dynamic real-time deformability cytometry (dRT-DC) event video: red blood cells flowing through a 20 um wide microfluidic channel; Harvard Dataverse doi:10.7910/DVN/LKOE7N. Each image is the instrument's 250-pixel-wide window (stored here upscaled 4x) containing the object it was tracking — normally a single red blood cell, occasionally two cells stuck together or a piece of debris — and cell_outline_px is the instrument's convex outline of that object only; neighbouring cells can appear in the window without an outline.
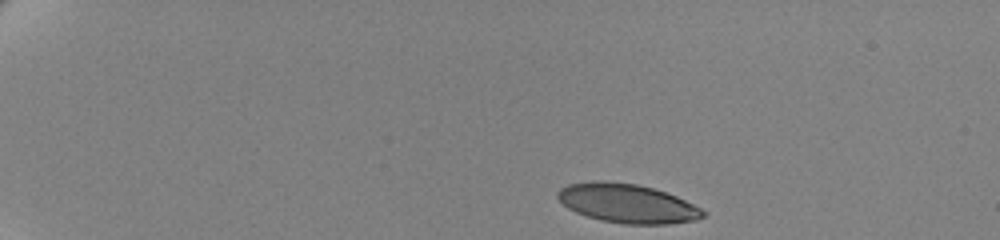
{"species": "human", "species_latin": "Homo sapiens", "temperature_condition": "cold", "stored_images_in_passage": 49, "camera_frame_rate_fps": 3000, "um_per_image_px": 0.085, "donor": {"sex": "female"}, "frame": {"image": 1, "passage_image": 1, "time_ms": 0.0, "image_size_px": [1000, 240], "cell_outline_px": [[708, 212], [704, 216], [696, 220], [668, 224], [624, 224], [600, 220], [576, 212], [568, 208], [556, 196], [556, 192], [560, 188], [568, 184], [592, 180], [604, 180], [636, 184], [652, 188], [676, 196]], "centroid_in_image_um": [53.3, 17.28], "position_along_channel_um": 31.7, "area_um2": 33.06}}
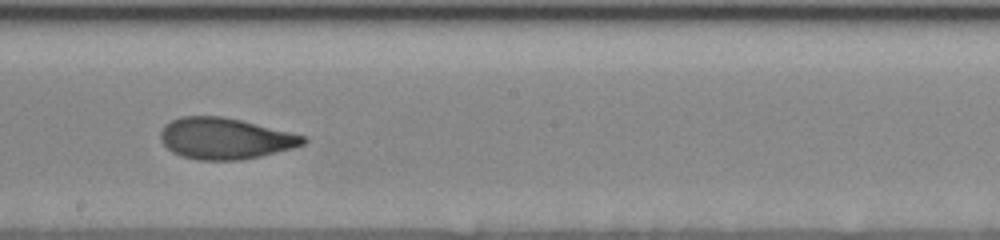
{"frame": {"image": 2, "passage_image": 27, "time_ms": 8.667, "image_size_px": [1000, 240], "cell_outline_px": [[308, 140], [304, 144], [292, 148], [260, 156], [240, 160], [200, 160], [184, 156], [172, 152], [160, 140], [160, 132], [164, 124], [180, 116], [220, 116], [240, 120], [292, 132], [308, 136]], "centroid_in_image_um": [19.14, 11.76], "position_along_channel_um": 229.1, "area_um2": 34.28}}
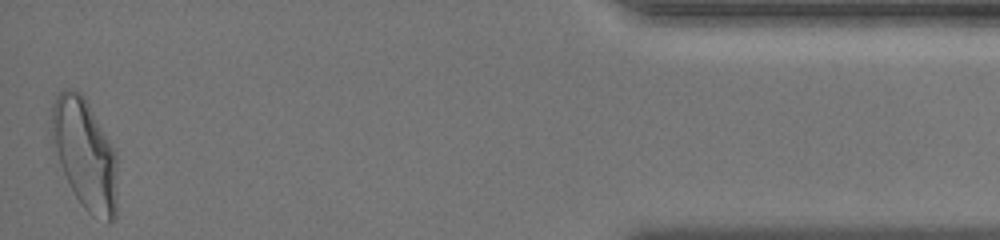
{"frame": {"image": 3, "passage_image": 49, "time_ms": 16.0, "image_size_px": [1000, 240], "cell_outline_px": [[116, 216], [108, 224], [92, 216], [84, 208], [76, 196], [60, 164], [48, 128], [52, 104], [56, 96], [64, 88], [72, 88], [80, 92], [84, 96], [116, 152]], "centroid_in_image_um": [7.19, 13.07], "position_along_channel_um": 428.0, "area_um2": 42.31}, "authors_computed_cell_mechanics": {"area_um2": 34.7956, "velocity_mm_per_s": 3.4862, "shape_relaxation_time_tau1_ms": 5.889, "shape_relaxation_time_tau2_ms": 1.5741, "deformation_change_tau1": 0.1912, "deformation_change_tau2": 0.0816}}